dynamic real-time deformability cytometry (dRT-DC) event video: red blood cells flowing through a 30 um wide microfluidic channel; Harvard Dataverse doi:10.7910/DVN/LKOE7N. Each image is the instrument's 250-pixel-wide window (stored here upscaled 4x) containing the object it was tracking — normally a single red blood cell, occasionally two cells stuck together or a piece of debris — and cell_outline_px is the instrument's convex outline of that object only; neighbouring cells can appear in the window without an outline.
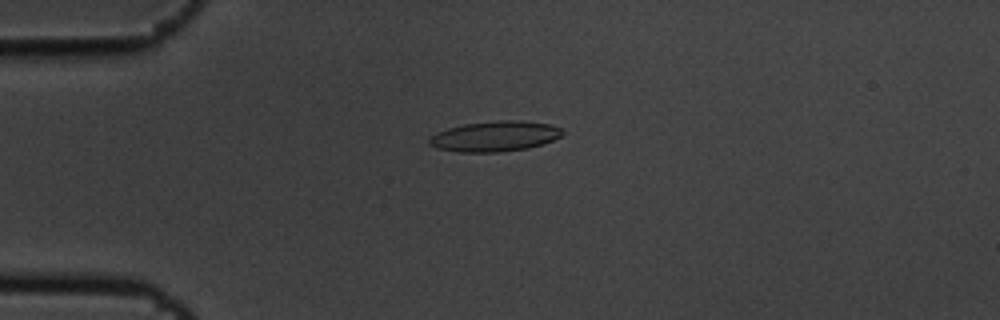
{"species": "common noctule bat (a hibernating species)", "species_latin": "Nyctalus noctula", "temperature_condition": "cold", "stored_images_in_passage": 4, "camera_frame_rate_fps": 3000, "um_per_image_px": 0.085, "animal": {"sex": "male", "body_mass_g": 19.5, "forearm_length_mm": 54.6}, "frame": {"image": 1, "passage_image": 3, "time_ms": 0.667, "image_size_px": [1000, 320], "cell_outline_px": [[564, 132], [560, 136], [544, 144], [528, 148], [500, 152], [460, 152], [436, 148], [428, 144], [428, 140], [436, 132], [448, 128], [464, 124], [500, 120], [520, 120], [548, 124], [564, 128]], "centroid_in_image_um": [42.07, 11.58], "position_along_channel_um": 42.9, "area_um2": 23.64}}